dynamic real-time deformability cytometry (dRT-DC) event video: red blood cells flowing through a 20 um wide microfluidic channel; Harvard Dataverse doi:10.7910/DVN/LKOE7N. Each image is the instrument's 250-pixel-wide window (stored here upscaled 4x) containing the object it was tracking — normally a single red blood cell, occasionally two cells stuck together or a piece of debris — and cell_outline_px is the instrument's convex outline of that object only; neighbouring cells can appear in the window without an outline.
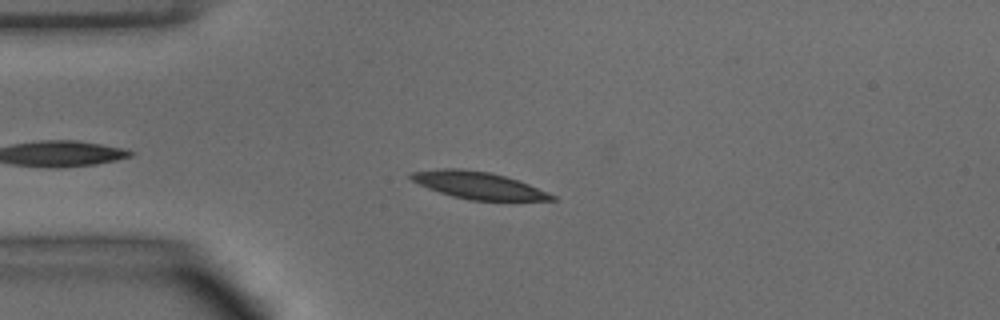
{"species": "common noctule bat (a hibernating species)", "species_latin": "Nyctalus noctula", "temperature_condition": "warm", "stored_images_in_passage": 41, "camera_frame_rate_fps": 3000, "um_per_image_px": 0.085, "animal": {"sex": "male", "body_mass_g": 15.6}, "frame": {"image": 1, "passage_image": 7, "time_ms": 2.0, "image_size_px": [1000, 320], "cell_outline_px": [[556, 200], [468, 200], [452, 196], [428, 188], [412, 180], [408, 176], [412, 172], [440, 168], [460, 168], [492, 172], [528, 184], [548, 192], [556, 196]], "centroid_in_image_um": [40.64, 15.74], "position_along_channel_um": 44.4, "area_um2": 22.08}}
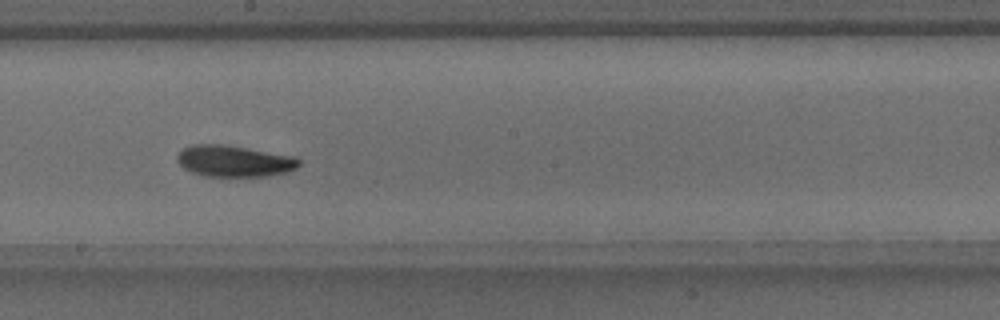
{"frame": {"image": 2, "passage_image": 22, "time_ms": 7.0, "image_size_px": [1000, 320], "cell_outline_px": [[300, 164], [296, 168], [288, 172], [268, 176], [204, 176], [192, 172], [184, 168], [176, 160], [176, 156], [184, 148], [192, 144], [220, 144], [296, 156], [300, 160]], "centroid_in_image_um": [19.92, 13.69], "position_along_channel_um": 228.3, "area_um2": 22.25}}
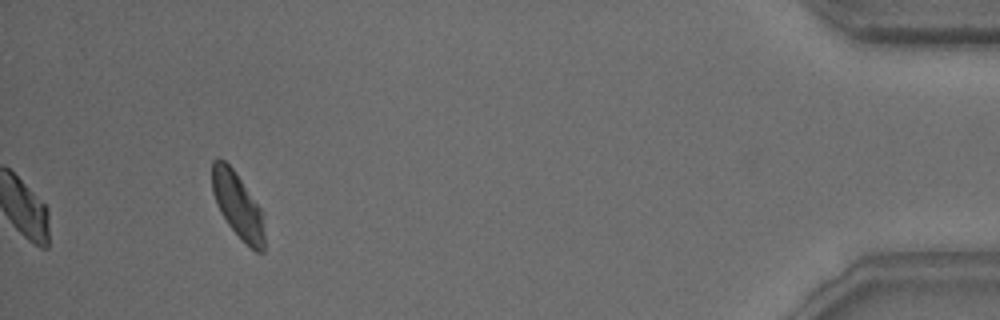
{"frame": {"image": 3, "passage_image": 41, "time_ms": 13.333, "image_size_px": [1000, 320], "cell_outline_px": [[264, 252], [256, 252], [228, 224], [220, 212], [216, 204], [212, 192], [212, 160], [216, 156], [220, 156], [232, 168], [260, 208], [264, 236]], "centroid_in_image_um": [20.16, 17.39], "position_along_channel_um": 415.0, "area_um2": 19.48}, "authors_computed_cell_mechanics": {"area_um2": 21.5016, "velocity_mm_per_s": 4.0377, "shape_relaxation_time_tau1_ms": 3.2491, "shape_relaxation_time_tau2_ms": 5.1167, "deformation_change_tau1": 0.1061, "deformation_change_tau2": 0.1064}}